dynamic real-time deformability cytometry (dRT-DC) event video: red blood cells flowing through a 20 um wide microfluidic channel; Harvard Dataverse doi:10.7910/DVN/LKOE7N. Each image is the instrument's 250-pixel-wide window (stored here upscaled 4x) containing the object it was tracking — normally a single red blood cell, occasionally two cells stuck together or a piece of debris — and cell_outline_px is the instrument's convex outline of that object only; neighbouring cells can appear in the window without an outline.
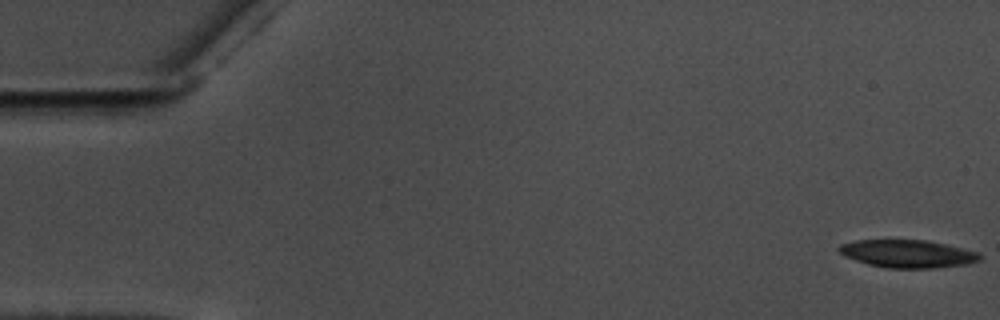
{"species": "common noctule bat (a hibernating species)", "species_latin": "Nyctalus noctula", "temperature_condition": "warm", "stored_images_in_passage": 58, "camera_frame_rate_fps": 3000, "um_per_image_px": 0.085, "animal": {"sex": "male", "body_mass_g": 17.5, "forearm_length_mm": 52.3}, "frame": {"image": 1, "passage_image": 1, "time_ms": 0.0, "image_size_px": [1000, 320], "cell_outline_px": [[984, 256], [980, 260], [968, 264], [932, 268], [888, 268], [868, 264], [856, 260], [840, 252], [836, 248], [840, 244], [856, 240], [924, 240], [944, 244], [980, 252]], "centroid_in_image_um": [77.19, 21.57], "position_along_channel_um": 7.8, "area_um2": 22.72}}
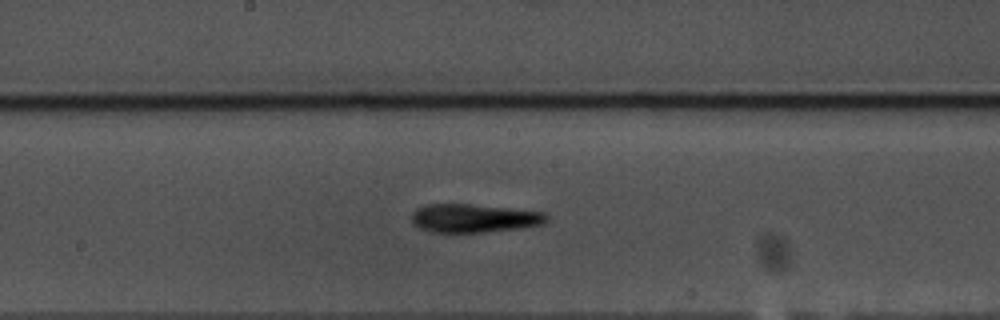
{"frame": {"image": 2, "passage_image": 31, "time_ms": 10.0, "image_size_px": [1000, 320], "cell_outline_px": [[548, 220], [544, 224], [520, 228], [484, 232], [432, 232], [420, 228], [412, 224], [412, 212], [416, 208], [428, 204], [468, 204], [512, 208], [544, 212], [548, 216]], "centroid_in_image_um": [40.29, 18.54], "position_along_channel_um": 207.9, "area_um2": 22.48}}
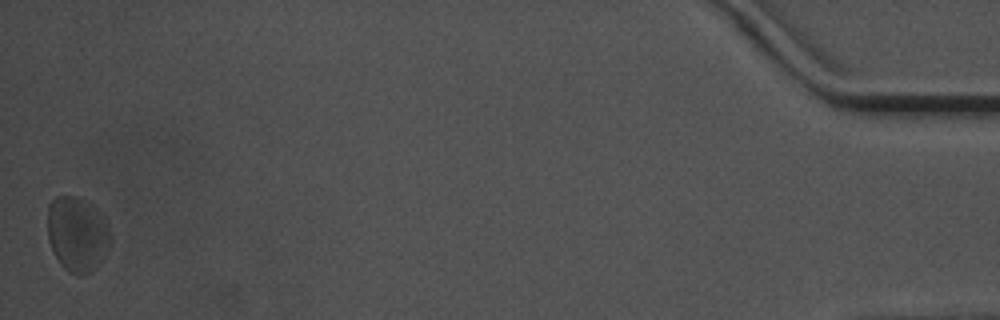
{"frame": {"image": 3, "passage_image": 58, "time_ms": 19.0, "image_size_px": [1000, 320], "cell_outline_px": [[108, 244], [96, 268], [84, 276], [76, 276], [68, 272], [60, 264], [48, 240], [48, 204], [56, 196], [76, 196], [92, 204], [108, 232]], "centroid_in_image_um": [6.48, 19.92], "position_along_channel_um": 428.7, "area_um2": 26.7}, "authors_computed_cell_mechanics": {"area_um2": 22.8599, "velocity_mm_per_s": 3.5183, "shape_relaxation_time_tau1_ms": 6.444, "shape_relaxation_time_tau2_ms": null, "deformation_change_tau1": 0.106, "deformation_change_tau2": null}}